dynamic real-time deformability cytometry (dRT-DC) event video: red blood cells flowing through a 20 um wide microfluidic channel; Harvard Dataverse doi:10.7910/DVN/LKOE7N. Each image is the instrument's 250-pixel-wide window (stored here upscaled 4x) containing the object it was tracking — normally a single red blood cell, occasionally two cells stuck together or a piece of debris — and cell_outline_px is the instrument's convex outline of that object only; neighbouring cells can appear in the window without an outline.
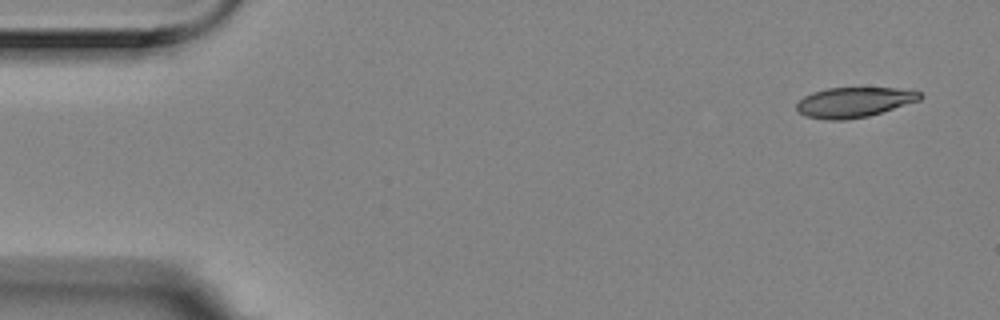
{"species": "Egyptian fruit bat (a non-hibernating species)", "species_latin": "Rousettus aegyptiacus", "temperature_condition": "room temperature", "stored_images_in_passage": 3, "camera_frame_rate_fps": 3000, "um_per_image_px": 0.085, "animal": {"sex": "female"}, "frame": {"image": 1, "passage_image": 1, "time_ms": 0.0, "image_size_px": [1000, 320], "cell_outline_px": [[924, 96], [920, 100], [868, 116], [844, 120], [828, 120], [804, 116], [796, 108], [796, 104], [804, 96], [812, 92], [828, 88], [912, 88], [920, 92]], "centroid_in_image_um": [72.62, 8.68], "position_along_channel_um": 12.4, "area_um2": 21.73}}